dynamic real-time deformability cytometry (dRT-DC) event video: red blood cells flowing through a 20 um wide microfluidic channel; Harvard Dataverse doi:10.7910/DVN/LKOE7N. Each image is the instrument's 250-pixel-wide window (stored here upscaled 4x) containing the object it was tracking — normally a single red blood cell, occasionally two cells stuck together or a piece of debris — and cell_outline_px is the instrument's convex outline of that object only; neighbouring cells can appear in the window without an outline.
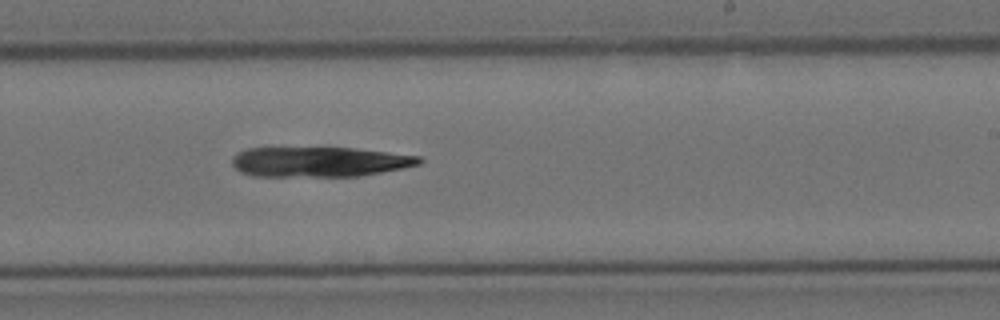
{"species": "Egyptian fruit bat (a non-hibernating species)", "species_latin": "Rousettus aegyptiacus", "temperature_condition": "cold", "stored_images_in_passage": 9, "camera_frame_rate_fps": 3000, "um_per_image_px": 0.085, "animal": {"sex": "female"}, "frame": {"image": 1, "passage_image": 9, "time_ms": 2.667, "image_size_px": [1000, 320], "cell_outline_px": [[424, 160], [420, 164], [404, 168], [360, 176], [252, 176], [240, 172], [232, 164], [232, 156], [236, 152], [248, 148], [356, 148], [420, 156]], "centroid_in_image_um": [27.15, 13.75], "position_along_channel_um": 261.9, "area_um2": 32.89}}